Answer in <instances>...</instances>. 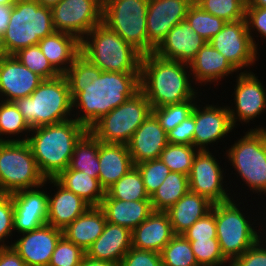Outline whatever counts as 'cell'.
<instances>
[{
    "instance_id": "obj_1",
    "label": "cell",
    "mask_w": 266,
    "mask_h": 266,
    "mask_svg": "<svg viewBox=\"0 0 266 266\" xmlns=\"http://www.w3.org/2000/svg\"><path fill=\"white\" fill-rule=\"evenodd\" d=\"M191 77L187 63L164 59L155 53L142 56L140 90L151 108L200 99V92L195 88Z\"/></svg>"
},
{
    "instance_id": "obj_2",
    "label": "cell",
    "mask_w": 266,
    "mask_h": 266,
    "mask_svg": "<svg viewBox=\"0 0 266 266\" xmlns=\"http://www.w3.org/2000/svg\"><path fill=\"white\" fill-rule=\"evenodd\" d=\"M139 90L140 73L102 71L98 79L84 86L72 99L73 119L89 130L103 115L125 103Z\"/></svg>"
},
{
    "instance_id": "obj_3",
    "label": "cell",
    "mask_w": 266,
    "mask_h": 266,
    "mask_svg": "<svg viewBox=\"0 0 266 266\" xmlns=\"http://www.w3.org/2000/svg\"><path fill=\"white\" fill-rule=\"evenodd\" d=\"M87 130L73 118L31 129L27 143L45 179L56 178L69 167L75 144Z\"/></svg>"
},
{
    "instance_id": "obj_4",
    "label": "cell",
    "mask_w": 266,
    "mask_h": 266,
    "mask_svg": "<svg viewBox=\"0 0 266 266\" xmlns=\"http://www.w3.org/2000/svg\"><path fill=\"white\" fill-rule=\"evenodd\" d=\"M14 103L31 128L73 118V101L65 75L44 79L29 97L19 98Z\"/></svg>"
},
{
    "instance_id": "obj_5",
    "label": "cell",
    "mask_w": 266,
    "mask_h": 266,
    "mask_svg": "<svg viewBox=\"0 0 266 266\" xmlns=\"http://www.w3.org/2000/svg\"><path fill=\"white\" fill-rule=\"evenodd\" d=\"M81 54L105 72L140 73L143 54L103 23L81 40Z\"/></svg>"
},
{
    "instance_id": "obj_6",
    "label": "cell",
    "mask_w": 266,
    "mask_h": 266,
    "mask_svg": "<svg viewBox=\"0 0 266 266\" xmlns=\"http://www.w3.org/2000/svg\"><path fill=\"white\" fill-rule=\"evenodd\" d=\"M55 32L50 7L36 0H18L11 9L9 24L2 34L5 55L37 45Z\"/></svg>"
},
{
    "instance_id": "obj_7",
    "label": "cell",
    "mask_w": 266,
    "mask_h": 266,
    "mask_svg": "<svg viewBox=\"0 0 266 266\" xmlns=\"http://www.w3.org/2000/svg\"><path fill=\"white\" fill-rule=\"evenodd\" d=\"M237 201L233 197L226 202L214 203L217 240L221 253L230 264L260 240V230L256 229L260 227L254 224L256 218L252 222L249 215L245 216L240 207L242 202Z\"/></svg>"
},
{
    "instance_id": "obj_8",
    "label": "cell",
    "mask_w": 266,
    "mask_h": 266,
    "mask_svg": "<svg viewBox=\"0 0 266 266\" xmlns=\"http://www.w3.org/2000/svg\"><path fill=\"white\" fill-rule=\"evenodd\" d=\"M255 127L244 132L224 156L251 194L266 196V127Z\"/></svg>"
},
{
    "instance_id": "obj_9",
    "label": "cell",
    "mask_w": 266,
    "mask_h": 266,
    "mask_svg": "<svg viewBox=\"0 0 266 266\" xmlns=\"http://www.w3.org/2000/svg\"><path fill=\"white\" fill-rule=\"evenodd\" d=\"M45 180L27 141H0V194L37 188Z\"/></svg>"
},
{
    "instance_id": "obj_10",
    "label": "cell",
    "mask_w": 266,
    "mask_h": 266,
    "mask_svg": "<svg viewBox=\"0 0 266 266\" xmlns=\"http://www.w3.org/2000/svg\"><path fill=\"white\" fill-rule=\"evenodd\" d=\"M151 112L149 101L139 90L125 103L103 115L89 131L103 143L127 144Z\"/></svg>"
},
{
    "instance_id": "obj_11",
    "label": "cell",
    "mask_w": 266,
    "mask_h": 266,
    "mask_svg": "<svg viewBox=\"0 0 266 266\" xmlns=\"http://www.w3.org/2000/svg\"><path fill=\"white\" fill-rule=\"evenodd\" d=\"M149 0H103L102 23L148 54L146 16Z\"/></svg>"
},
{
    "instance_id": "obj_12",
    "label": "cell",
    "mask_w": 266,
    "mask_h": 266,
    "mask_svg": "<svg viewBox=\"0 0 266 266\" xmlns=\"http://www.w3.org/2000/svg\"><path fill=\"white\" fill-rule=\"evenodd\" d=\"M55 32H64L82 40L102 23L103 0H61L51 7Z\"/></svg>"
},
{
    "instance_id": "obj_13",
    "label": "cell",
    "mask_w": 266,
    "mask_h": 266,
    "mask_svg": "<svg viewBox=\"0 0 266 266\" xmlns=\"http://www.w3.org/2000/svg\"><path fill=\"white\" fill-rule=\"evenodd\" d=\"M209 43L218 50L238 72L247 70L255 65L259 53L253 45L246 18L227 22ZM247 68L246 70H244ZM243 69V70H242ZM240 70V71H239Z\"/></svg>"
},
{
    "instance_id": "obj_14",
    "label": "cell",
    "mask_w": 266,
    "mask_h": 266,
    "mask_svg": "<svg viewBox=\"0 0 266 266\" xmlns=\"http://www.w3.org/2000/svg\"><path fill=\"white\" fill-rule=\"evenodd\" d=\"M212 154L210 150L197 152L188 180L189 191L208 198L214 204L226 202L233 196L229 193L231 190L224 188V185L227 187V184H224L226 181H223L226 179L224 178L226 173L219 160Z\"/></svg>"
},
{
    "instance_id": "obj_15",
    "label": "cell",
    "mask_w": 266,
    "mask_h": 266,
    "mask_svg": "<svg viewBox=\"0 0 266 266\" xmlns=\"http://www.w3.org/2000/svg\"><path fill=\"white\" fill-rule=\"evenodd\" d=\"M236 77L234 94L232 93L235 106H228L235 128L238 126L237 122L247 124L266 112V88L258 76L250 71L239 72Z\"/></svg>"
},
{
    "instance_id": "obj_16",
    "label": "cell",
    "mask_w": 266,
    "mask_h": 266,
    "mask_svg": "<svg viewBox=\"0 0 266 266\" xmlns=\"http://www.w3.org/2000/svg\"><path fill=\"white\" fill-rule=\"evenodd\" d=\"M194 0H149L146 16L148 54L164 40L167 33L185 20Z\"/></svg>"
},
{
    "instance_id": "obj_17",
    "label": "cell",
    "mask_w": 266,
    "mask_h": 266,
    "mask_svg": "<svg viewBox=\"0 0 266 266\" xmlns=\"http://www.w3.org/2000/svg\"><path fill=\"white\" fill-rule=\"evenodd\" d=\"M201 106V107H200ZM195 130L193 136V146L198 150H209L208 145L213 147L218 142L234 130L228 106L214 105L194 106ZM212 143V144H211Z\"/></svg>"
},
{
    "instance_id": "obj_18",
    "label": "cell",
    "mask_w": 266,
    "mask_h": 266,
    "mask_svg": "<svg viewBox=\"0 0 266 266\" xmlns=\"http://www.w3.org/2000/svg\"><path fill=\"white\" fill-rule=\"evenodd\" d=\"M19 235V238L11 241L9 245L24 263L27 266H48L63 231L45 224Z\"/></svg>"
},
{
    "instance_id": "obj_19",
    "label": "cell",
    "mask_w": 266,
    "mask_h": 266,
    "mask_svg": "<svg viewBox=\"0 0 266 266\" xmlns=\"http://www.w3.org/2000/svg\"><path fill=\"white\" fill-rule=\"evenodd\" d=\"M44 185L10 194L14 207V234L30 232L47 224L48 193ZM41 188L43 190H41Z\"/></svg>"
},
{
    "instance_id": "obj_20",
    "label": "cell",
    "mask_w": 266,
    "mask_h": 266,
    "mask_svg": "<svg viewBox=\"0 0 266 266\" xmlns=\"http://www.w3.org/2000/svg\"><path fill=\"white\" fill-rule=\"evenodd\" d=\"M43 80L21 64L14 55L0 58V100L14 102L19 98L29 97Z\"/></svg>"
},
{
    "instance_id": "obj_21",
    "label": "cell",
    "mask_w": 266,
    "mask_h": 266,
    "mask_svg": "<svg viewBox=\"0 0 266 266\" xmlns=\"http://www.w3.org/2000/svg\"><path fill=\"white\" fill-rule=\"evenodd\" d=\"M167 133L151 112L126 144L134 165L159 159L167 146Z\"/></svg>"
},
{
    "instance_id": "obj_22",
    "label": "cell",
    "mask_w": 266,
    "mask_h": 266,
    "mask_svg": "<svg viewBox=\"0 0 266 266\" xmlns=\"http://www.w3.org/2000/svg\"><path fill=\"white\" fill-rule=\"evenodd\" d=\"M206 43V40L184 20L167 33L153 53L164 59L189 64Z\"/></svg>"
},
{
    "instance_id": "obj_23",
    "label": "cell",
    "mask_w": 266,
    "mask_h": 266,
    "mask_svg": "<svg viewBox=\"0 0 266 266\" xmlns=\"http://www.w3.org/2000/svg\"><path fill=\"white\" fill-rule=\"evenodd\" d=\"M52 184L56 191L48 193L47 224L64 230L78 216L91 206L81 197L62 186L55 178L45 180V184Z\"/></svg>"
},
{
    "instance_id": "obj_24",
    "label": "cell",
    "mask_w": 266,
    "mask_h": 266,
    "mask_svg": "<svg viewBox=\"0 0 266 266\" xmlns=\"http://www.w3.org/2000/svg\"><path fill=\"white\" fill-rule=\"evenodd\" d=\"M188 65L190 72H192V79L195 81L194 85L200 86L201 84V87L208 85V83H213L215 86L216 84L219 85L218 83L224 78L226 79L227 76L239 73L209 42L197 52V55Z\"/></svg>"
},
{
    "instance_id": "obj_25",
    "label": "cell",
    "mask_w": 266,
    "mask_h": 266,
    "mask_svg": "<svg viewBox=\"0 0 266 266\" xmlns=\"http://www.w3.org/2000/svg\"><path fill=\"white\" fill-rule=\"evenodd\" d=\"M174 236L167 212L153 211L131 231L132 247L160 253Z\"/></svg>"
},
{
    "instance_id": "obj_26",
    "label": "cell",
    "mask_w": 266,
    "mask_h": 266,
    "mask_svg": "<svg viewBox=\"0 0 266 266\" xmlns=\"http://www.w3.org/2000/svg\"><path fill=\"white\" fill-rule=\"evenodd\" d=\"M131 248V231L123 226L107 222L103 233L87 249L85 255L96 260L120 264L123 256Z\"/></svg>"
},
{
    "instance_id": "obj_27",
    "label": "cell",
    "mask_w": 266,
    "mask_h": 266,
    "mask_svg": "<svg viewBox=\"0 0 266 266\" xmlns=\"http://www.w3.org/2000/svg\"><path fill=\"white\" fill-rule=\"evenodd\" d=\"M98 160V180L105 191L135 166L126 144L100 141Z\"/></svg>"
},
{
    "instance_id": "obj_28",
    "label": "cell",
    "mask_w": 266,
    "mask_h": 266,
    "mask_svg": "<svg viewBox=\"0 0 266 266\" xmlns=\"http://www.w3.org/2000/svg\"><path fill=\"white\" fill-rule=\"evenodd\" d=\"M38 46L60 75H64L81 54V40L64 32H54L41 39Z\"/></svg>"
},
{
    "instance_id": "obj_29",
    "label": "cell",
    "mask_w": 266,
    "mask_h": 266,
    "mask_svg": "<svg viewBox=\"0 0 266 266\" xmlns=\"http://www.w3.org/2000/svg\"><path fill=\"white\" fill-rule=\"evenodd\" d=\"M108 223L123 226L130 231L145 221L154 211L150 200L124 201L103 198L99 206Z\"/></svg>"
},
{
    "instance_id": "obj_30",
    "label": "cell",
    "mask_w": 266,
    "mask_h": 266,
    "mask_svg": "<svg viewBox=\"0 0 266 266\" xmlns=\"http://www.w3.org/2000/svg\"><path fill=\"white\" fill-rule=\"evenodd\" d=\"M213 203L206 197L188 191L166 212L175 235H182L197 220L212 209Z\"/></svg>"
},
{
    "instance_id": "obj_31",
    "label": "cell",
    "mask_w": 266,
    "mask_h": 266,
    "mask_svg": "<svg viewBox=\"0 0 266 266\" xmlns=\"http://www.w3.org/2000/svg\"><path fill=\"white\" fill-rule=\"evenodd\" d=\"M106 223L107 220L101 208L91 206L62 230L63 236L86 252L103 233Z\"/></svg>"
},
{
    "instance_id": "obj_32",
    "label": "cell",
    "mask_w": 266,
    "mask_h": 266,
    "mask_svg": "<svg viewBox=\"0 0 266 266\" xmlns=\"http://www.w3.org/2000/svg\"><path fill=\"white\" fill-rule=\"evenodd\" d=\"M55 179L90 206H100L105 196V190L101 187L98 178L89 176L83 171L72 170L67 167Z\"/></svg>"
},
{
    "instance_id": "obj_33",
    "label": "cell",
    "mask_w": 266,
    "mask_h": 266,
    "mask_svg": "<svg viewBox=\"0 0 266 266\" xmlns=\"http://www.w3.org/2000/svg\"><path fill=\"white\" fill-rule=\"evenodd\" d=\"M99 145L100 140L87 130L75 144L69 168L83 171L89 176L98 178L100 171L98 160Z\"/></svg>"
},
{
    "instance_id": "obj_34",
    "label": "cell",
    "mask_w": 266,
    "mask_h": 266,
    "mask_svg": "<svg viewBox=\"0 0 266 266\" xmlns=\"http://www.w3.org/2000/svg\"><path fill=\"white\" fill-rule=\"evenodd\" d=\"M189 191L188 175L171 172L150 197L154 211H167Z\"/></svg>"
},
{
    "instance_id": "obj_35",
    "label": "cell",
    "mask_w": 266,
    "mask_h": 266,
    "mask_svg": "<svg viewBox=\"0 0 266 266\" xmlns=\"http://www.w3.org/2000/svg\"><path fill=\"white\" fill-rule=\"evenodd\" d=\"M31 129L14 102L0 100V141H27Z\"/></svg>"
},
{
    "instance_id": "obj_36",
    "label": "cell",
    "mask_w": 266,
    "mask_h": 266,
    "mask_svg": "<svg viewBox=\"0 0 266 266\" xmlns=\"http://www.w3.org/2000/svg\"><path fill=\"white\" fill-rule=\"evenodd\" d=\"M104 198L124 201L150 200L141 174L135 166L105 191Z\"/></svg>"
},
{
    "instance_id": "obj_37",
    "label": "cell",
    "mask_w": 266,
    "mask_h": 266,
    "mask_svg": "<svg viewBox=\"0 0 266 266\" xmlns=\"http://www.w3.org/2000/svg\"><path fill=\"white\" fill-rule=\"evenodd\" d=\"M102 70L80 54L64 74L69 84L72 99L87 86L98 79Z\"/></svg>"
},
{
    "instance_id": "obj_38",
    "label": "cell",
    "mask_w": 266,
    "mask_h": 266,
    "mask_svg": "<svg viewBox=\"0 0 266 266\" xmlns=\"http://www.w3.org/2000/svg\"><path fill=\"white\" fill-rule=\"evenodd\" d=\"M185 20L206 42H209L227 23L223 19L204 11L195 2L190 5Z\"/></svg>"
},
{
    "instance_id": "obj_39",
    "label": "cell",
    "mask_w": 266,
    "mask_h": 266,
    "mask_svg": "<svg viewBox=\"0 0 266 266\" xmlns=\"http://www.w3.org/2000/svg\"><path fill=\"white\" fill-rule=\"evenodd\" d=\"M198 151L193 145L168 143L161 152L160 159L171 172L189 175Z\"/></svg>"
},
{
    "instance_id": "obj_40",
    "label": "cell",
    "mask_w": 266,
    "mask_h": 266,
    "mask_svg": "<svg viewBox=\"0 0 266 266\" xmlns=\"http://www.w3.org/2000/svg\"><path fill=\"white\" fill-rule=\"evenodd\" d=\"M160 255L163 266H199L189 240L183 235H175Z\"/></svg>"
},
{
    "instance_id": "obj_41",
    "label": "cell",
    "mask_w": 266,
    "mask_h": 266,
    "mask_svg": "<svg viewBox=\"0 0 266 266\" xmlns=\"http://www.w3.org/2000/svg\"><path fill=\"white\" fill-rule=\"evenodd\" d=\"M194 2L204 11L226 22L245 19L247 0H194Z\"/></svg>"
},
{
    "instance_id": "obj_42",
    "label": "cell",
    "mask_w": 266,
    "mask_h": 266,
    "mask_svg": "<svg viewBox=\"0 0 266 266\" xmlns=\"http://www.w3.org/2000/svg\"><path fill=\"white\" fill-rule=\"evenodd\" d=\"M197 101L201 102V99H190L179 104H169L152 108V113L156 116L164 131L168 133L191 115L195 104L198 103Z\"/></svg>"
},
{
    "instance_id": "obj_43",
    "label": "cell",
    "mask_w": 266,
    "mask_h": 266,
    "mask_svg": "<svg viewBox=\"0 0 266 266\" xmlns=\"http://www.w3.org/2000/svg\"><path fill=\"white\" fill-rule=\"evenodd\" d=\"M13 55L21 64L41 76L43 79H52L60 75L51 66L38 44L22 48Z\"/></svg>"
},
{
    "instance_id": "obj_44",
    "label": "cell",
    "mask_w": 266,
    "mask_h": 266,
    "mask_svg": "<svg viewBox=\"0 0 266 266\" xmlns=\"http://www.w3.org/2000/svg\"><path fill=\"white\" fill-rule=\"evenodd\" d=\"M199 266H230L217 239L189 240Z\"/></svg>"
},
{
    "instance_id": "obj_45",
    "label": "cell",
    "mask_w": 266,
    "mask_h": 266,
    "mask_svg": "<svg viewBox=\"0 0 266 266\" xmlns=\"http://www.w3.org/2000/svg\"><path fill=\"white\" fill-rule=\"evenodd\" d=\"M139 170L145 190L151 197L170 173V169L159 159L135 165Z\"/></svg>"
},
{
    "instance_id": "obj_46",
    "label": "cell",
    "mask_w": 266,
    "mask_h": 266,
    "mask_svg": "<svg viewBox=\"0 0 266 266\" xmlns=\"http://www.w3.org/2000/svg\"><path fill=\"white\" fill-rule=\"evenodd\" d=\"M84 256L85 251L62 236L56 244L48 266H79Z\"/></svg>"
},
{
    "instance_id": "obj_47",
    "label": "cell",
    "mask_w": 266,
    "mask_h": 266,
    "mask_svg": "<svg viewBox=\"0 0 266 266\" xmlns=\"http://www.w3.org/2000/svg\"><path fill=\"white\" fill-rule=\"evenodd\" d=\"M14 207L10 194H0V247H10L8 243L14 233ZM8 241L7 243L5 241Z\"/></svg>"
},
{
    "instance_id": "obj_48",
    "label": "cell",
    "mask_w": 266,
    "mask_h": 266,
    "mask_svg": "<svg viewBox=\"0 0 266 266\" xmlns=\"http://www.w3.org/2000/svg\"><path fill=\"white\" fill-rule=\"evenodd\" d=\"M187 240L217 239L214 204L209 213L182 234Z\"/></svg>"
},
{
    "instance_id": "obj_49",
    "label": "cell",
    "mask_w": 266,
    "mask_h": 266,
    "mask_svg": "<svg viewBox=\"0 0 266 266\" xmlns=\"http://www.w3.org/2000/svg\"><path fill=\"white\" fill-rule=\"evenodd\" d=\"M245 18L248 27V33L257 52L259 50V43L254 37H262L266 39V8L260 7H246ZM255 31V32H254ZM258 32V33H257ZM253 33H257L258 36Z\"/></svg>"
},
{
    "instance_id": "obj_50",
    "label": "cell",
    "mask_w": 266,
    "mask_h": 266,
    "mask_svg": "<svg viewBox=\"0 0 266 266\" xmlns=\"http://www.w3.org/2000/svg\"><path fill=\"white\" fill-rule=\"evenodd\" d=\"M119 266H163L159 252L131 248L122 258Z\"/></svg>"
},
{
    "instance_id": "obj_51",
    "label": "cell",
    "mask_w": 266,
    "mask_h": 266,
    "mask_svg": "<svg viewBox=\"0 0 266 266\" xmlns=\"http://www.w3.org/2000/svg\"><path fill=\"white\" fill-rule=\"evenodd\" d=\"M194 130L195 119L193 108L191 115L167 133L168 143L193 145Z\"/></svg>"
},
{
    "instance_id": "obj_52",
    "label": "cell",
    "mask_w": 266,
    "mask_h": 266,
    "mask_svg": "<svg viewBox=\"0 0 266 266\" xmlns=\"http://www.w3.org/2000/svg\"><path fill=\"white\" fill-rule=\"evenodd\" d=\"M230 266H266V244L259 240L236 258Z\"/></svg>"
},
{
    "instance_id": "obj_53",
    "label": "cell",
    "mask_w": 266,
    "mask_h": 266,
    "mask_svg": "<svg viewBox=\"0 0 266 266\" xmlns=\"http://www.w3.org/2000/svg\"><path fill=\"white\" fill-rule=\"evenodd\" d=\"M0 266H27L12 247H0Z\"/></svg>"
},
{
    "instance_id": "obj_54",
    "label": "cell",
    "mask_w": 266,
    "mask_h": 266,
    "mask_svg": "<svg viewBox=\"0 0 266 266\" xmlns=\"http://www.w3.org/2000/svg\"><path fill=\"white\" fill-rule=\"evenodd\" d=\"M12 6L0 5V33H4L10 20Z\"/></svg>"
},
{
    "instance_id": "obj_55",
    "label": "cell",
    "mask_w": 266,
    "mask_h": 266,
    "mask_svg": "<svg viewBox=\"0 0 266 266\" xmlns=\"http://www.w3.org/2000/svg\"><path fill=\"white\" fill-rule=\"evenodd\" d=\"M79 266H119V264L110 261L96 260L85 255Z\"/></svg>"
},
{
    "instance_id": "obj_56",
    "label": "cell",
    "mask_w": 266,
    "mask_h": 266,
    "mask_svg": "<svg viewBox=\"0 0 266 266\" xmlns=\"http://www.w3.org/2000/svg\"><path fill=\"white\" fill-rule=\"evenodd\" d=\"M246 7L266 8V0H247Z\"/></svg>"
},
{
    "instance_id": "obj_57",
    "label": "cell",
    "mask_w": 266,
    "mask_h": 266,
    "mask_svg": "<svg viewBox=\"0 0 266 266\" xmlns=\"http://www.w3.org/2000/svg\"><path fill=\"white\" fill-rule=\"evenodd\" d=\"M41 6L53 7L58 4L61 0H36Z\"/></svg>"
},
{
    "instance_id": "obj_58",
    "label": "cell",
    "mask_w": 266,
    "mask_h": 266,
    "mask_svg": "<svg viewBox=\"0 0 266 266\" xmlns=\"http://www.w3.org/2000/svg\"><path fill=\"white\" fill-rule=\"evenodd\" d=\"M266 216H265V218L264 219H262V223H260V225L259 226H261V224H265L266 225ZM263 220L265 221V222H263ZM264 225V227L261 229V228H259V230H260V241H262V243H264V244H266V226ZM264 228H265V230H264ZM261 231H263V233L261 232ZM265 231V232H264ZM265 235V236H264ZM263 238V239H262ZM265 238V239H264ZM265 241V242H264Z\"/></svg>"
},
{
    "instance_id": "obj_59",
    "label": "cell",
    "mask_w": 266,
    "mask_h": 266,
    "mask_svg": "<svg viewBox=\"0 0 266 266\" xmlns=\"http://www.w3.org/2000/svg\"><path fill=\"white\" fill-rule=\"evenodd\" d=\"M18 0H0V5L13 6Z\"/></svg>"
},
{
    "instance_id": "obj_60",
    "label": "cell",
    "mask_w": 266,
    "mask_h": 266,
    "mask_svg": "<svg viewBox=\"0 0 266 266\" xmlns=\"http://www.w3.org/2000/svg\"><path fill=\"white\" fill-rule=\"evenodd\" d=\"M5 55L4 45H3V37L2 33H0V58Z\"/></svg>"
}]
</instances>
